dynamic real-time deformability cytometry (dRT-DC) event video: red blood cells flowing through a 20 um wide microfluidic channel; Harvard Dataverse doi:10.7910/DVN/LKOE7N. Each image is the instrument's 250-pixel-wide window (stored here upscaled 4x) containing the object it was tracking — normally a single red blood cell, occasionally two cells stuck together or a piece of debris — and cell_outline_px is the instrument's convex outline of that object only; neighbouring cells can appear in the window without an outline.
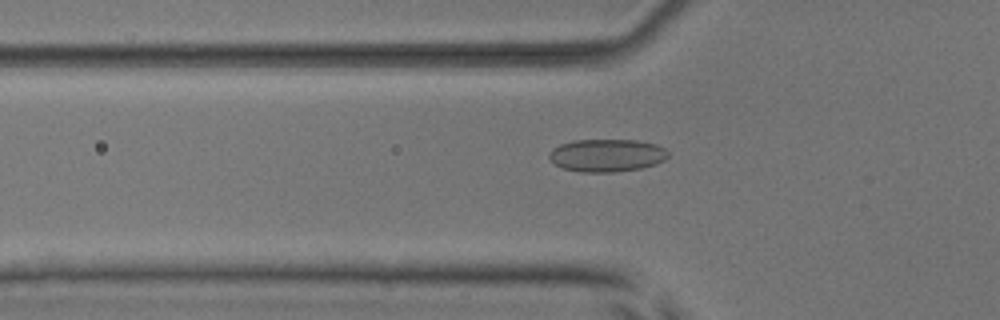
{"species": "common noctule bat (a hibernating species)", "species_latin": "Nyctalus noctula", "temperature_condition": "room temperature", "stored_images_in_passage": 50, "camera_frame_rate_fps": 3000, "um_per_image_px": 0.085, "animal": {"sex": "male", "body_mass_g": 17.9, "forearm_length_mm": 54.2}, "frame": {"image": 1, "passage_image": 16, "time_ms": 5.0, "image_size_px": [1000, 320], "cell_outline_px": [[668, 156], [664, 160], [656, 164], [640, 168], [612, 172], [580, 172], [560, 168], [548, 156], [548, 152], [552, 148], [560, 144], [572, 140], [636, 140], [656, 144], [664, 148], [668, 152]], "centroid_in_image_um": [51.55, 13.2], "position_along_channel_um": 74.3, "area_um2": 22.77}}
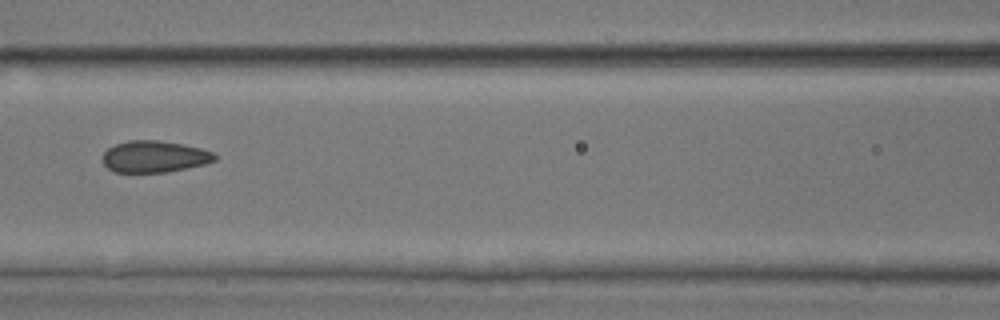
{"frame": {"image": 2, "passage_image": 22, "time_ms": 7.0, "image_size_px": [1000, 320], "cell_outline_px": [[216, 160], [204, 164], [168, 172], [116, 172], [108, 168], [104, 164], [104, 152], [108, 148], [116, 144], [128, 140], [156, 140], [180, 144], [200, 148], [212, 152], [216, 156]], "centroid_in_image_um": [13.12, 13.31], "position_along_channel_um": 153.5, "area_um2": 20.4}}
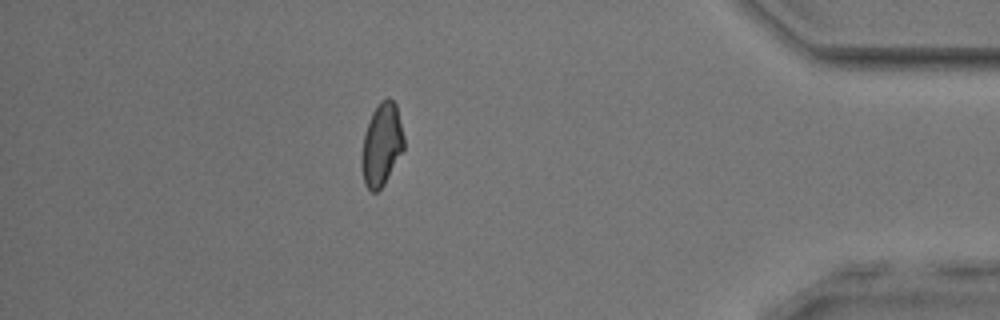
{"frame": {"image": 3, "passage_image": 44, "time_ms": 14.333, "image_size_px": [1000, 320], "cell_outline_px": [[404, 148], [384, 184], [376, 192], [372, 192], [364, 184], [360, 164], [360, 156], [364, 132], [372, 112], [380, 100], [388, 96], [396, 104], [404, 136]], "centroid_in_image_um": [32.41, 12.27], "position_along_channel_um": 402.8, "area_um2": 20.58}, "authors_computed_cell_mechanics": {"area_um2": 21.097, "velocity_mm_per_s": 3.9445, "shape_relaxation_time_tau1_ms": 8.5743, "shape_relaxation_time_tau2_ms": 1.2278, "deformation_change_tau1": 0.1318, "deformation_change_tau2": 0.0475}}